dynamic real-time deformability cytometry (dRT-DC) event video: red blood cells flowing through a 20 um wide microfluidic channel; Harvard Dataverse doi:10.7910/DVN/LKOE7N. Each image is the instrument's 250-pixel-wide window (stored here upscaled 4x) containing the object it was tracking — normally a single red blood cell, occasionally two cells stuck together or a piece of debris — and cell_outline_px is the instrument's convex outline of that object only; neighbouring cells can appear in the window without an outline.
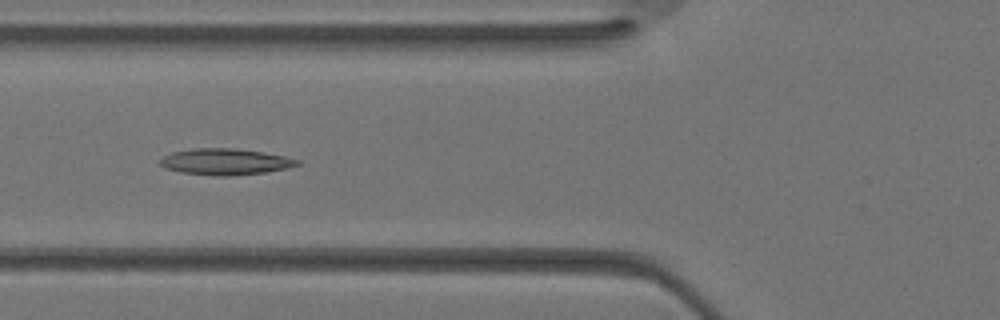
{"species": "Egyptian fruit bat (a non-hibernating species)", "species_latin": "Rousettus aegyptiacus", "temperature_condition": "warm", "stored_images_in_passage": 31, "camera_frame_rate_fps": 3000, "um_per_image_px": 0.085, "animal": {"sex": "female"}, "frame": {"image": 1, "passage_image": 12, "time_ms": 3.667, "image_size_px": [1000, 320], "cell_outline_px": [[300, 164], [288, 168], [264, 172], [228, 176], [212, 176], [180, 172], [164, 168], [160, 164], [160, 160], [164, 156], [172, 152], [192, 148], [236, 148], [264, 152], [284, 156], [300, 160]], "centroid_in_image_um": [19.14, 13.74], "position_along_channel_um": 106.7, "area_um2": 21.1}}
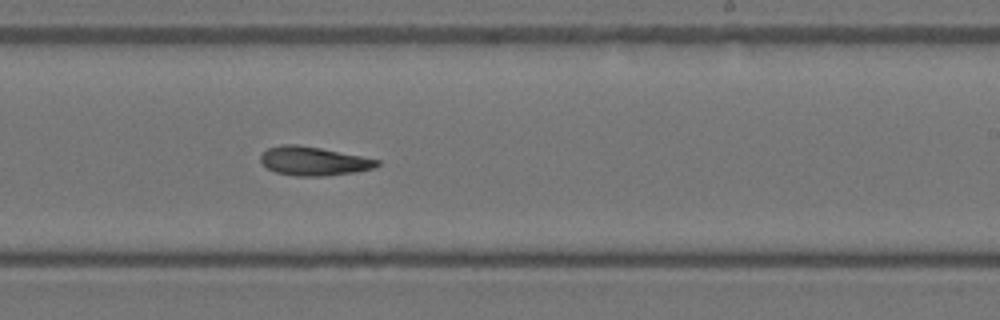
{"frame": {"image": 2, "passage_image": 20, "time_ms": 6.333, "image_size_px": [1000, 320], "cell_outline_px": [[380, 164], [372, 168], [356, 172], [324, 176], [296, 176], [276, 172], [268, 168], [260, 160], [260, 156], [268, 148], [284, 144], [296, 144], [320, 148], [380, 160]], "centroid_in_image_um": [26.65, 13.69], "position_along_channel_um": 262.4, "area_um2": 19.31}}
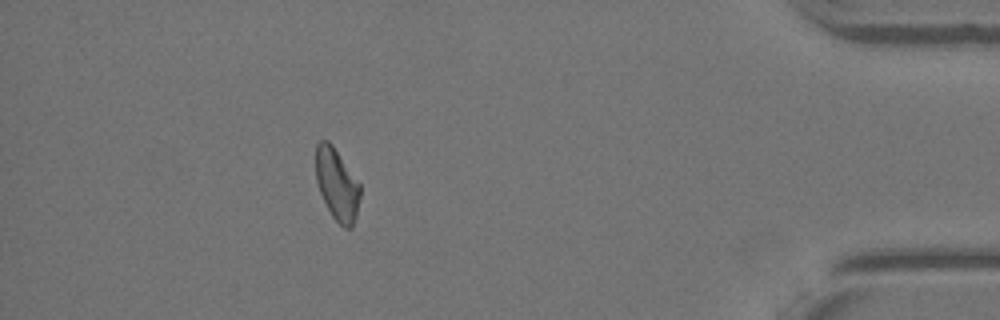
{"frame": {"image": 3, "passage_image": 30, "time_ms": 9.667, "image_size_px": [1000, 320], "cell_outline_px": [[360, 196], [356, 216], [352, 228], [344, 228], [332, 216], [320, 192], [316, 180], [316, 144], [320, 140], [328, 140], [332, 144], [360, 184]], "centroid_in_image_um": [28.64, 15.67], "position_along_channel_um": 406.6, "area_um2": 18.38}}